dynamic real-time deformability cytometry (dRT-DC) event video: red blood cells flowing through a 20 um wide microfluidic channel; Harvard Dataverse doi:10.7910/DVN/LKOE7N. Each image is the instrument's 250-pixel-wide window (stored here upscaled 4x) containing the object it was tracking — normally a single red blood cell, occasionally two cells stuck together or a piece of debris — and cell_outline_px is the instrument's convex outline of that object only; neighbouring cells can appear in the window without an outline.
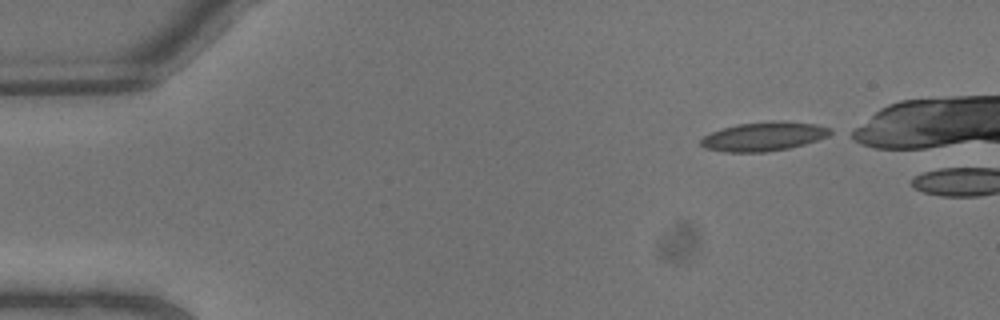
{"species": "common noctule bat (a hibernating species)", "species_latin": "Nyctalus noctula", "temperature_condition": "warm", "stored_images_in_passage": 2, "camera_frame_rate_fps": 3000, "um_per_image_px": 0.085, "animal": {"sex": "male", "body_mass_g": 13.3}, "frame": {"image": 1, "passage_image": 1, "time_ms": 0.0, "image_size_px": [1000, 320], "cell_outline_px": [[836, 132], [828, 136], [804, 144], [788, 148], [764, 152], [724, 152], [704, 148], [700, 144], [700, 140], [704, 136], [712, 132], [736, 124], [772, 120], [780, 120], [816, 124], [832, 128]], "centroid_in_image_um": [64.95, 11.58], "position_along_channel_um": 20.0, "area_um2": 22.08}}